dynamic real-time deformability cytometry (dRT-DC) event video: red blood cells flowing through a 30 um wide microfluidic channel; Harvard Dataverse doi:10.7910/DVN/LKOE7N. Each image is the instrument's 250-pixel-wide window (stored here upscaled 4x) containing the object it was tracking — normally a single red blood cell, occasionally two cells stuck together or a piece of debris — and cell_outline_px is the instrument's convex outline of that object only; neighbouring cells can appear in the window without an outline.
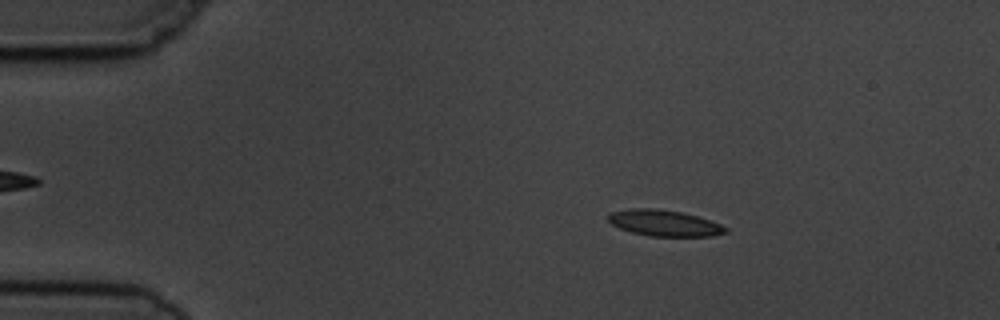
{"species": "common noctule bat (a hibernating species)", "species_latin": "Nyctalus noctula", "temperature_condition": "cold", "stored_images_in_passage": 3, "camera_frame_rate_fps": 3000, "um_per_image_px": 0.085, "animal": {"sex": "male", "body_mass_g": 19.5, "forearm_length_mm": 54.6}, "frame": {"image": 1, "passage_image": 1, "time_ms": 0.0, "image_size_px": [1000, 320], "cell_outline_px": [[728, 232], [712, 236], [648, 236], [632, 232], [620, 228], [612, 224], [604, 216], [612, 212], [628, 208], [656, 208], [680, 212], [696, 216], [720, 224], [728, 228]], "centroid_in_image_um": [56.42, 18.96], "position_along_channel_um": 28.6, "area_um2": 17.86}}
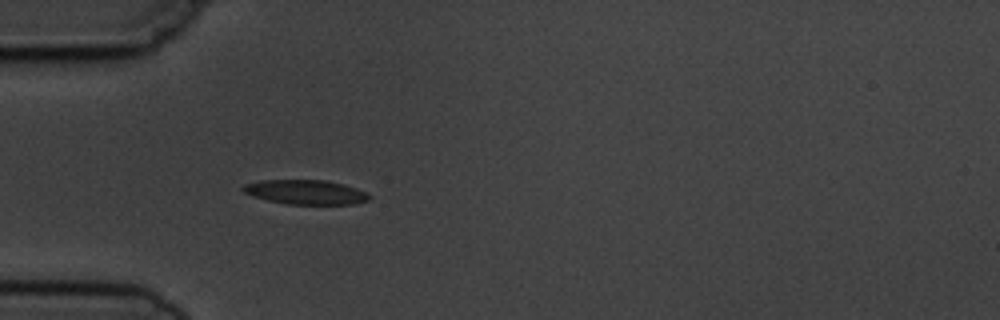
{"frame": {"image": 2, "passage_image": 3, "time_ms": 2.333, "image_size_px": [1000, 320], "cell_outline_px": [[372, 196], [368, 200], [352, 204], [288, 204], [268, 200], [252, 196], [244, 192], [240, 188], [244, 184], [260, 180], [324, 180], [344, 184], [356, 188]], "centroid_in_image_um": [25.95, 16.32], "position_along_channel_um": 59.1, "area_um2": 17.92}}